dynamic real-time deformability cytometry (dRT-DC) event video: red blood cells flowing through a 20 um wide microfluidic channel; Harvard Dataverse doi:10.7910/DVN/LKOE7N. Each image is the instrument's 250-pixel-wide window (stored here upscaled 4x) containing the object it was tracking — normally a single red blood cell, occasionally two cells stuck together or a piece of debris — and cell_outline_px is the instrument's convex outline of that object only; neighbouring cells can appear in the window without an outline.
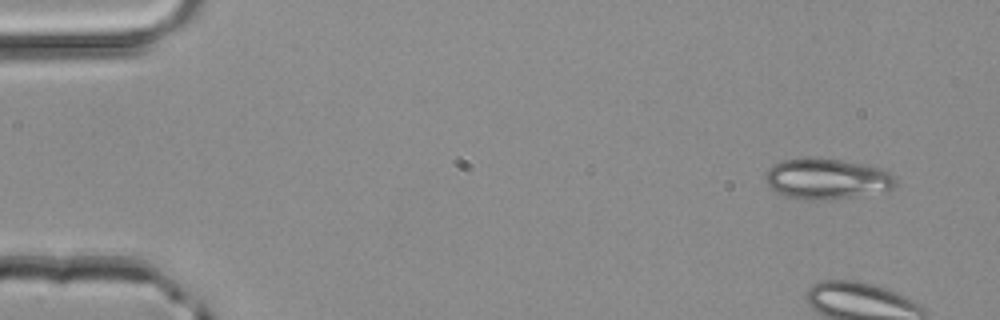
{"species": "common noctule bat (a hibernating species)", "species_latin": "Nyctalus noctula", "temperature_condition": "room temperature", "stored_images_in_passage": 4, "camera_frame_rate_fps": 3000, "um_per_image_px": 0.085, "animal": {"sex": "male", "body_mass_g": 20.4}, "frame": {"image": 1, "passage_image": 1, "time_ms": 0.0, "image_size_px": [1000, 320], "cell_outline_px": [[896, 184], [892, 188], [852, 196], [820, 200], [808, 200], [784, 196], [772, 188], [764, 180], [764, 176], [768, 168], [780, 160], [804, 156], [816, 156], [864, 164], [880, 168], [888, 172], [896, 180]], "centroid_in_image_um": [70.18, 15.16], "position_along_channel_um": 14.8, "area_um2": 30.81}}
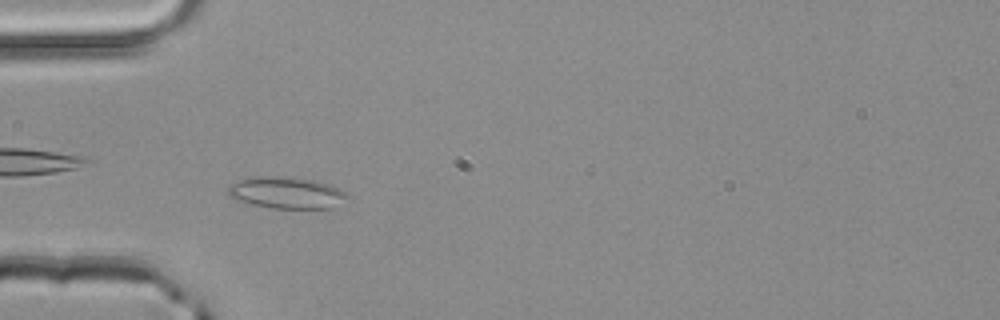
{"frame": {"image": 2, "passage_image": 4, "time_ms": 1.0, "image_size_px": [1000, 320], "cell_outline_px": [[352, 200], [332, 208], [272, 208], [252, 204], [240, 200], [232, 196], [228, 192], [228, 188], [232, 184], [240, 180], [312, 180], [332, 184], [348, 192]], "centroid_in_image_um": [24.6, 16.47], "position_along_channel_um": 60.4, "area_um2": 20.75}}